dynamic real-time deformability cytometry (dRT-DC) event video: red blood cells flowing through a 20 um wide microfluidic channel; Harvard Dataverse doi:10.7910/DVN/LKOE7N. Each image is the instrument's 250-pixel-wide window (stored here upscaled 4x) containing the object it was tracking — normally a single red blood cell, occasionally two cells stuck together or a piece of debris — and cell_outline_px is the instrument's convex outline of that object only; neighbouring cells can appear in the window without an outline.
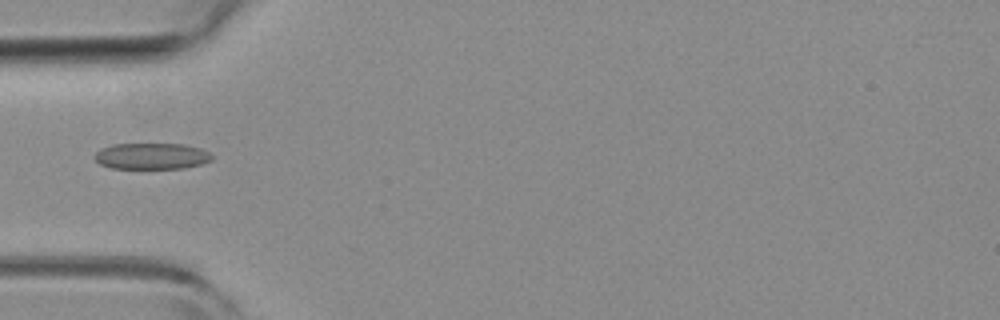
{"species": "common noctule bat (a hibernating species)", "species_latin": "Nyctalus noctula", "temperature_condition": "room temperature", "stored_images_in_passage": 5, "camera_frame_rate_fps": 3000, "um_per_image_px": 0.085, "animal": {"sex": "female", "body_mass_g": 19.3, "forearm_length_mm": 54.1}, "frame": {"image": 1, "passage_image": 4, "time_ms": 1.0, "image_size_px": [1000, 320], "cell_outline_px": [[212, 160], [200, 164], [184, 168], [112, 168], [100, 164], [92, 156], [100, 148], [112, 144], [184, 144], [200, 148], [208, 152], [212, 156]], "centroid_in_image_um": [12.85, 13.26], "position_along_channel_um": 72.1, "area_um2": 17.92}}
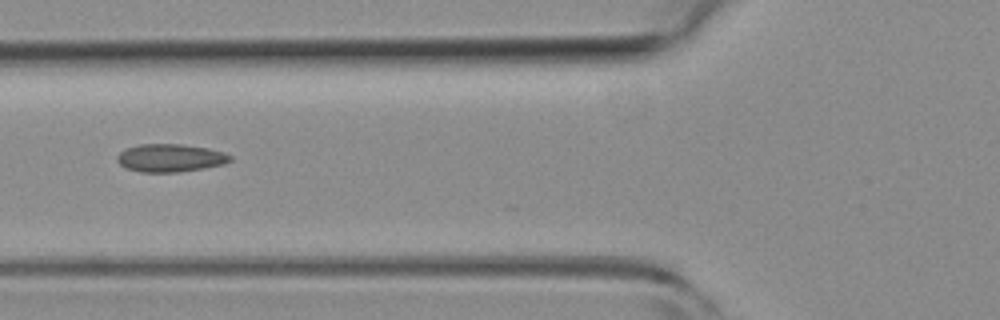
{"frame": {"image": 2, "passage_image": 5, "time_ms": 1.333, "image_size_px": [1000, 320], "cell_outline_px": [[232, 160], [224, 164], [204, 168], [180, 172], [140, 172], [124, 168], [116, 160], [116, 156], [120, 152], [128, 148], [140, 144], [180, 144], [208, 148], [224, 152], [232, 156]], "centroid_in_image_um": [14.47, 13.43], "position_along_channel_um": 111.3, "area_um2": 18.5}}